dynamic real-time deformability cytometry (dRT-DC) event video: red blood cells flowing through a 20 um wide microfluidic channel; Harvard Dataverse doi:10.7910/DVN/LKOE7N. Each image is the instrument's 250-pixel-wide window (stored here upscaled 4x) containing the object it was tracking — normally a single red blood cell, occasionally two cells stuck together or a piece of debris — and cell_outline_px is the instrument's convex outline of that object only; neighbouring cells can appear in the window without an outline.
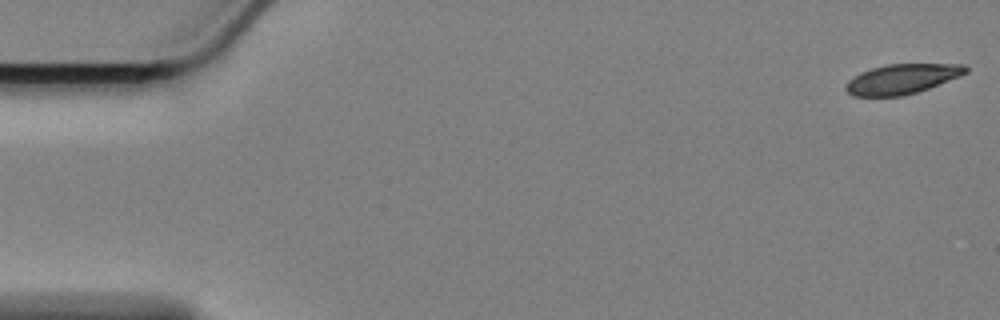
{"species": "Egyptian fruit bat (a non-hibernating species)", "species_latin": "Rousettus aegyptiacus", "temperature_condition": "cold", "stored_images_in_passage": 48, "camera_frame_rate_fps": 3000, "um_per_image_px": 0.085, "animal": {"sex": "female"}, "frame": {"image": 1, "passage_image": 1, "time_ms": 0.0, "image_size_px": [1000, 320], "cell_outline_px": [[968, 72], [960, 76], [928, 88], [916, 92], [900, 96], [852, 96], [844, 88], [844, 84], [848, 80], [860, 72], [872, 68], [888, 64], [964, 64], [968, 68]], "centroid_in_image_um": [76.64, 6.71], "position_along_channel_um": 8.4, "area_um2": 20.81}}
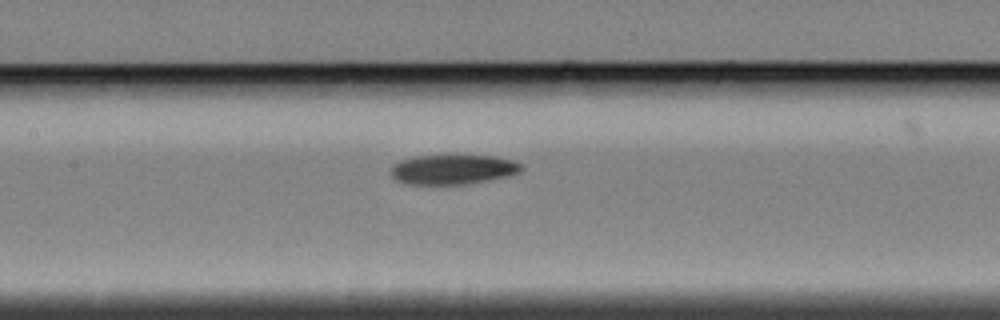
{"frame": {"image": 2, "passage_image": 27, "time_ms": 8.667, "image_size_px": [1000, 320], "cell_outline_px": [[524, 168], [520, 172], [508, 176], [464, 184], [408, 184], [396, 180], [392, 176], [392, 164], [400, 160], [416, 156], [496, 156], [512, 160], [520, 164]], "centroid_in_image_um": [38.49, 14.4], "position_along_channel_um": 168.9, "area_um2": 22.37}}
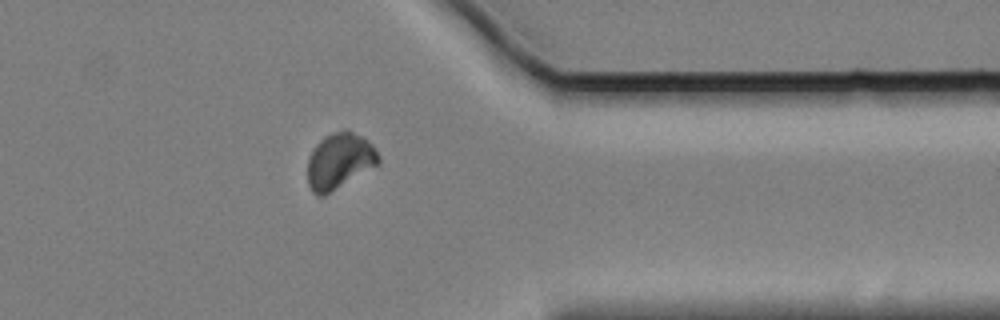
{"frame": {"image": 3, "passage_image": 47, "time_ms": 15.333, "image_size_px": [1000, 320], "cell_outline_px": [[380, 164], [324, 196], [316, 196], [312, 192], [308, 184], [308, 156], [316, 144], [324, 136], [332, 132], [344, 128], [368, 140], [376, 148], [380, 156]], "centroid_in_image_um": [28.86, 13.68], "position_along_channel_um": 382.5, "area_um2": 23.47}}